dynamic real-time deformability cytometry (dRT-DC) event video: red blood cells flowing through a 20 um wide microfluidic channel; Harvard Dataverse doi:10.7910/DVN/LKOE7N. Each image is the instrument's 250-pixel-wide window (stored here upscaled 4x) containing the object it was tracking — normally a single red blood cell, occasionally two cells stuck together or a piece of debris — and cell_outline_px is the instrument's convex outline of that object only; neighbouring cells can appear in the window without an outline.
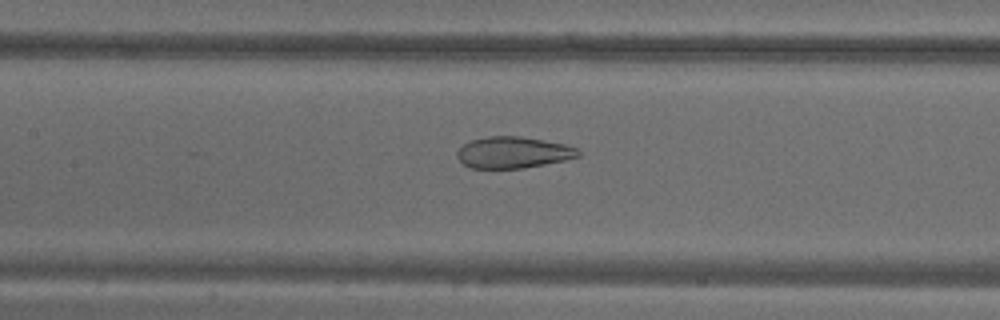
{"species": "common noctule bat (a hibernating species)", "species_latin": "Nyctalus noctula", "temperature_condition": "warm", "stored_images_in_passage": 54, "camera_frame_rate_fps": 3000, "um_per_image_px": 0.085, "animal": {"sex": "male", "body_mass_g": 18.8}, "frame": {"image": 1, "passage_image": 25, "time_ms": 8.0, "image_size_px": [1000, 320], "cell_outline_px": [[580, 156], [564, 160], [524, 168], [472, 168], [464, 164], [456, 156], [456, 152], [464, 144], [472, 140], [488, 136], [520, 136], [564, 144], [576, 148], [580, 152]], "centroid_in_image_um": [43.6, 12.96], "position_along_channel_um": 163.8, "area_um2": 21.96}}
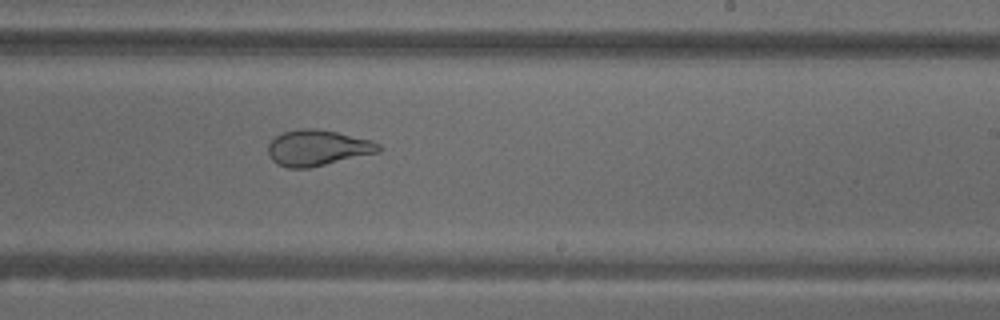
{"frame": {"image": 2, "passage_image": 33, "time_ms": 10.667, "image_size_px": [1000, 320], "cell_outline_px": [[384, 148], [380, 152], [308, 168], [288, 168], [276, 164], [268, 156], [268, 144], [276, 136], [284, 132], [296, 128], [316, 128], [336, 132], [372, 140], [380, 144]], "centroid_in_image_um": [27.0, 12.56], "position_along_channel_um": 262.0, "area_um2": 23.29}}
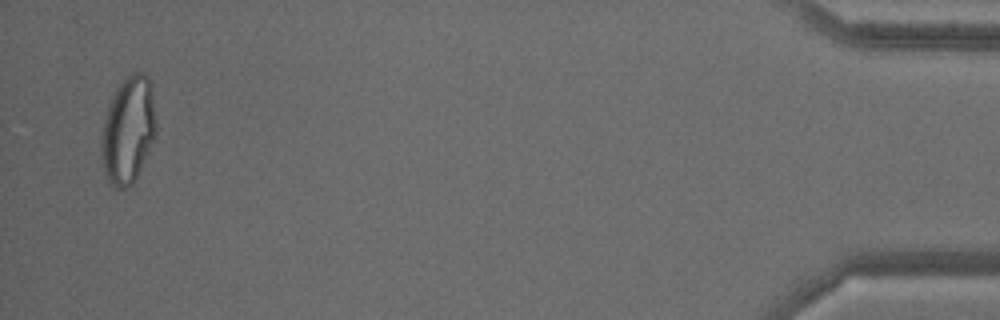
{"frame": {"image": 3, "passage_image": 53, "time_ms": 17.333, "image_size_px": [1000, 320], "cell_outline_px": [[156, 132], [148, 152], [132, 184], [124, 188], [112, 188], [108, 184], [100, 164], [100, 136], [108, 104], [116, 88], [132, 72], [144, 72], [148, 76], [152, 84], [156, 120]], "centroid_in_image_um": [10.86, 11.07], "position_along_channel_um": 424.3, "area_um2": 34.74}, "authors_computed_cell_mechanics": {"area_um2": 29.5936, "velocity_mm_per_s": 3.6962, "shape_relaxation_time_tau1_ms": null, "shape_relaxation_time_tau2_ms": 1.3448, "deformation_change_tau1": null, "deformation_change_tau2": 0.0879}}